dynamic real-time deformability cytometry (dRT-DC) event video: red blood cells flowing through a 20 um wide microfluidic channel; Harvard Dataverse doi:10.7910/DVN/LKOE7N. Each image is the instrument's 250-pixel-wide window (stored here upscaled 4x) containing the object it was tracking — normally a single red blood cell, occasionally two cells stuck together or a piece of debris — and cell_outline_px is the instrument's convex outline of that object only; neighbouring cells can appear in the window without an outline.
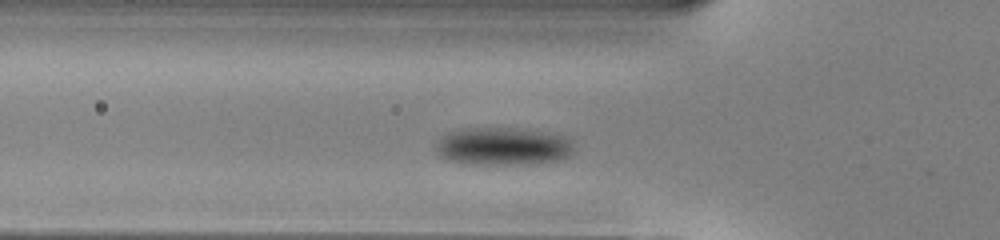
{"species": "common noctule bat (a hibernating species)", "species_latin": "Nyctalus noctula", "temperature_condition": "warm", "stored_images_in_passage": 42, "segment_of_instrument_passage": [1, 2], "camera_frame_rate_fps": 3000, "um_per_image_px": 0.085, "animal": {"sex": "male", "body_mass_g": 13.0, "forearm_length_mm": 53.1}, "frame": {"image": 1, "passage_image": 7, "time_ms": 2.0, "image_size_px": [1000, 240], "cell_outline_px": [[572, 152], [568, 156], [556, 160], [536, 164], [472, 164], [448, 160], [440, 156], [436, 148], [436, 144], [448, 132], [464, 128], [516, 128], [568, 136], [572, 140]], "centroid_in_image_um": [42.77, 12.44], "position_along_channel_um": 83.0, "area_um2": 30.35}}
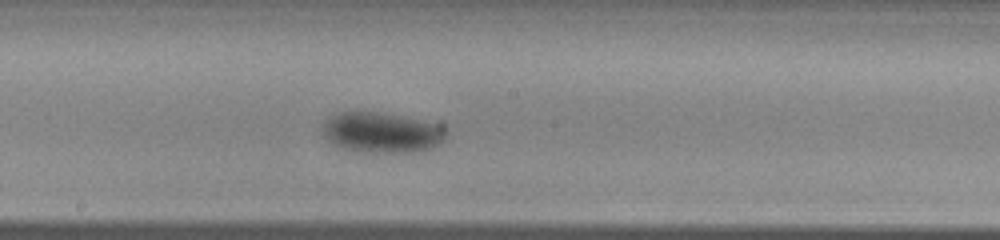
{"frame": {"image": 2, "passage_image": 17, "time_ms": 5.333, "image_size_px": [1000, 240], "cell_outline_px": [[448, 140], [444, 144], [436, 148], [416, 152], [360, 152], [344, 148], [332, 144], [324, 136], [320, 128], [332, 116], [340, 112], [376, 112], [444, 120], [448, 128]], "centroid_in_image_um": [32.69, 11.25], "position_along_channel_um": 215.5, "area_um2": 30.75}}
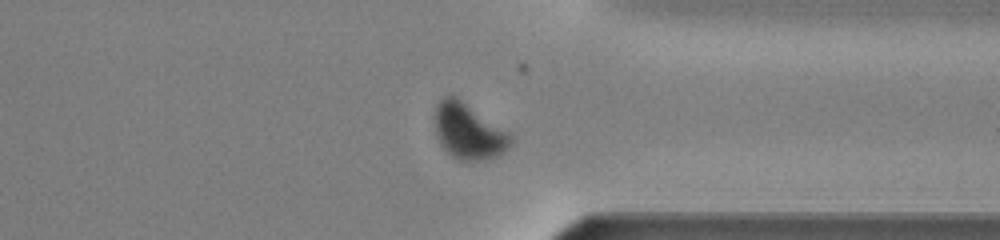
{"frame": {"image": 3, "passage_image": 29, "time_ms": 9.333, "image_size_px": [1000, 240], "cell_outline_px": [[512, 144], [504, 152], [496, 156], [484, 160], [456, 160], [440, 144], [436, 136], [436, 104], [448, 92], [456, 96], [508, 132], [512, 136]], "centroid_in_image_um": [39.81, 11.16], "position_along_channel_um": 371.6, "area_um2": 24.51}}